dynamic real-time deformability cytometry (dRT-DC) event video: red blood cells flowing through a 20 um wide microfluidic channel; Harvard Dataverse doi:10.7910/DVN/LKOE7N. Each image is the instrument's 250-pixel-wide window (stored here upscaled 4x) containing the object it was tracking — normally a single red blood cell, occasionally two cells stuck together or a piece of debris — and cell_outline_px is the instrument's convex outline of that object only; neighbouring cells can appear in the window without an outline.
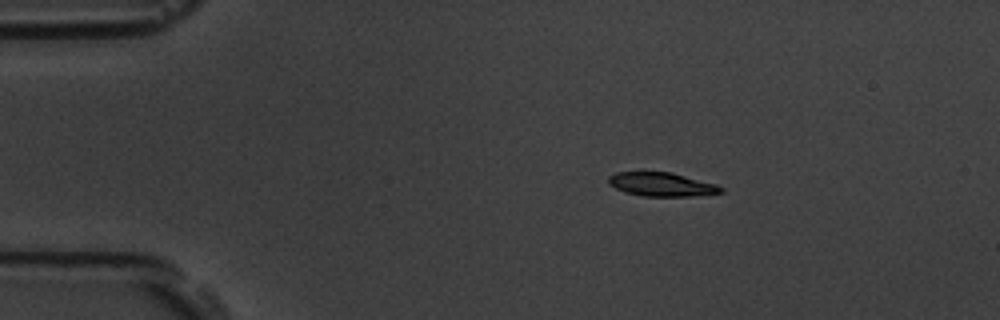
{"species": "common noctule bat (a hibernating species)", "species_latin": "Nyctalus noctula", "temperature_condition": "room temperature", "stored_images_in_passage": 55, "camera_frame_rate_fps": 3000, "um_per_image_px": 0.085, "animal": {"sex": "male", "body_mass_g": 19.5, "forearm_length_mm": 54.6}, "frame": {"image": 1, "passage_image": 9, "time_ms": 2.667, "image_size_px": [1000, 320], "cell_outline_px": [[724, 192], [692, 196], [644, 196], [624, 192], [608, 184], [608, 176], [616, 172], [672, 172], [716, 184], [724, 188]], "centroid_in_image_um": [56.23, 15.67], "position_along_channel_um": 28.8, "area_um2": 15.61}}
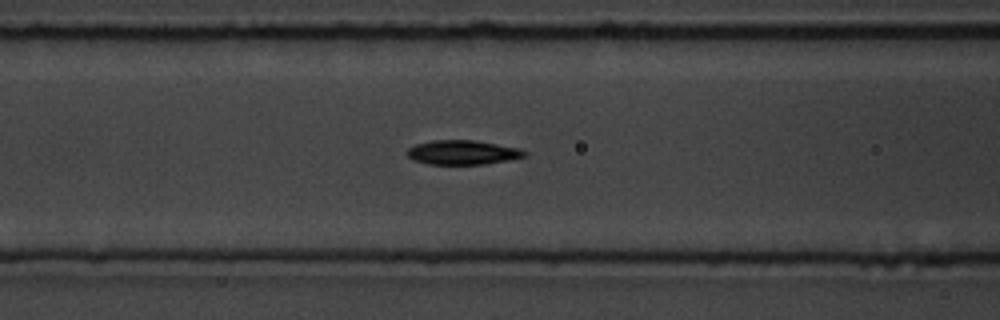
{"frame": {"image": 2, "passage_image": 22, "time_ms": 7.0, "image_size_px": [1000, 320], "cell_outline_px": [[528, 156], [512, 160], [484, 164], [428, 164], [412, 160], [404, 152], [408, 148], [416, 144], [432, 140], [476, 140], [520, 148], [528, 152]], "centroid_in_image_um": [39.35, 12.95], "position_along_channel_um": 127.2, "area_um2": 16.99}}
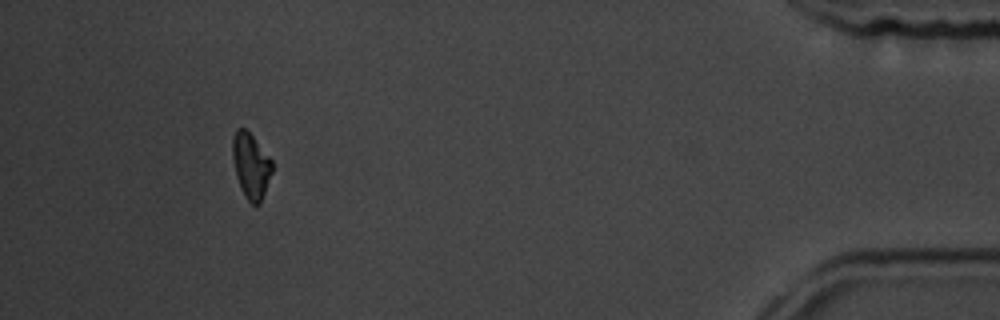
{"frame": {"image": 3, "passage_image": 51, "time_ms": 16.667, "image_size_px": [1000, 320], "cell_outline_px": [[272, 172], [260, 204], [252, 204], [244, 196], [240, 188], [236, 176], [232, 156], [232, 136], [236, 128], [244, 128], [252, 136], [272, 160]], "centroid_in_image_um": [21.3, 14.08], "position_along_channel_um": 413.9, "area_um2": 15.03}, "authors_computed_cell_mechanics": {"area_um2": 16.1262, "velocity_mm_per_s": 3.6307, "shape_relaxation_time_tau1_ms": 2.8415, "shape_relaxation_time_tau2_ms": null, "deformation_change_tau1": 0.1488, "deformation_change_tau2": null}}